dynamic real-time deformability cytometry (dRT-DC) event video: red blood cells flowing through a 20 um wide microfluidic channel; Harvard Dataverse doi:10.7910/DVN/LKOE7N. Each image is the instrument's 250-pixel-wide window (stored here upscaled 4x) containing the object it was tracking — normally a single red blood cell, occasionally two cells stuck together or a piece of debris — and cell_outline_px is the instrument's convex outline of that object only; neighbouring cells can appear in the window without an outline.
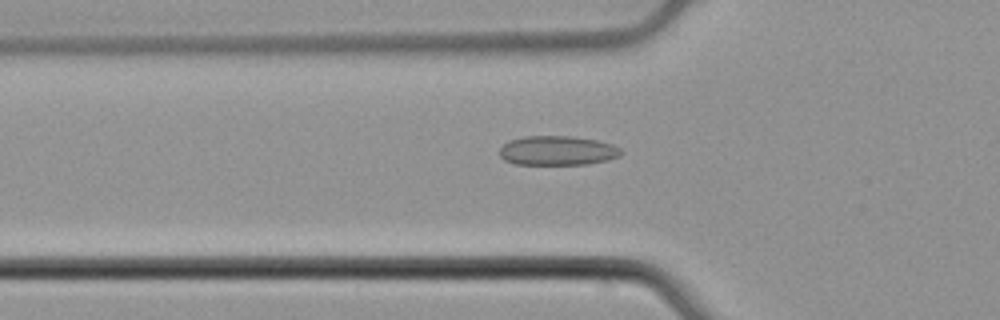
{"species": "common noctule bat (a hibernating species)", "species_latin": "Nyctalus noctula", "temperature_condition": "cold", "stored_images_in_passage": 52, "camera_frame_rate_fps": 3000, "um_per_image_px": 0.085, "animal": {"sex": "male", "body_mass_g": 21.5, "forearm_length_mm": 52.0}, "frame": {"image": 1, "passage_image": 18, "time_ms": 5.667, "image_size_px": [1000, 320], "cell_outline_px": [[624, 152], [620, 156], [608, 160], [588, 164], [516, 164], [504, 160], [500, 156], [500, 148], [508, 140], [524, 136], [572, 136], [596, 140], [612, 144], [620, 148]], "centroid_in_image_um": [47.39, 12.8], "position_along_channel_um": 78.4, "area_um2": 20.92}}
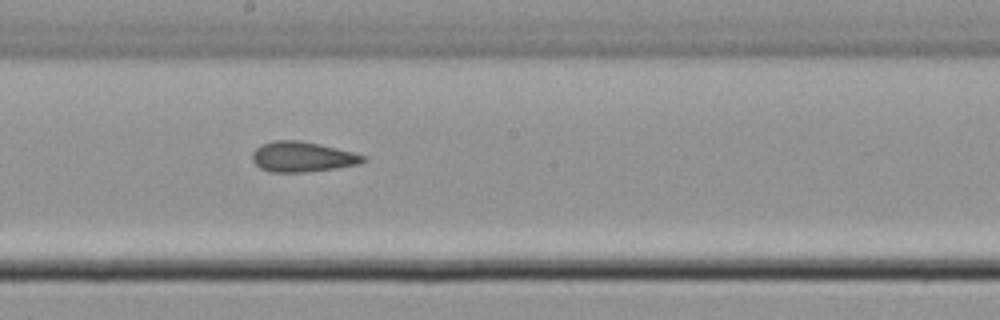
{"frame": {"image": 2, "passage_image": 29, "time_ms": 9.333, "image_size_px": [1000, 320], "cell_outline_px": [[368, 160], [360, 164], [308, 172], [272, 172], [260, 168], [252, 160], [252, 152], [260, 144], [272, 140], [300, 140], [352, 152], [368, 156]], "centroid_in_image_um": [25.69, 13.33], "position_along_channel_um": 222.5, "area_um2": 19.59}}
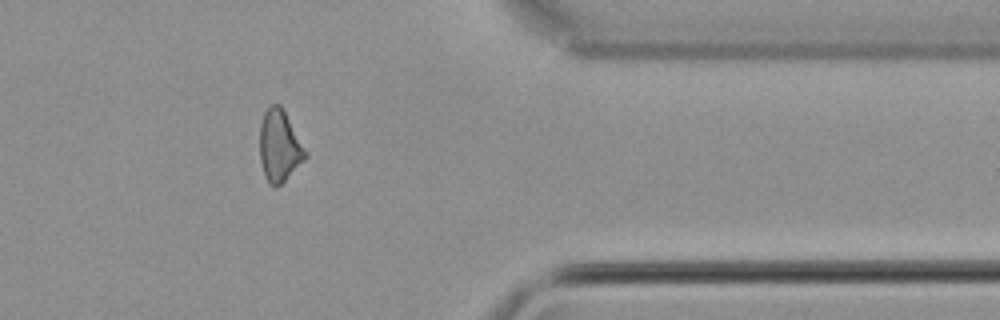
{"frame": {"image": 3, "passage_image": 43, "time_ms": 14.0, "image_size_px": [1000, 320], "cell_outline_px": [[308, 156], [276, 188], [272, 188], [268, 184], [260, 160], [260, 124], [264, 112], [272, 104], [280, 104], [308, 152]], "centroid_in_image_um": [23.75, 12.41], "position_along_channel_um": 387.7, "area_um2": 18.96}, "authors_computed_cell_mechanics": {"area_um2": 19.652, "velocity_mm_per_s": 3.9251, "shape_relaxation_time_tau1_ms": null, "shape_relaxation_time_tau2_ms": 3.0542, "deformation_change_tau1": null, "deformation_change_tau2": 0.1068}}